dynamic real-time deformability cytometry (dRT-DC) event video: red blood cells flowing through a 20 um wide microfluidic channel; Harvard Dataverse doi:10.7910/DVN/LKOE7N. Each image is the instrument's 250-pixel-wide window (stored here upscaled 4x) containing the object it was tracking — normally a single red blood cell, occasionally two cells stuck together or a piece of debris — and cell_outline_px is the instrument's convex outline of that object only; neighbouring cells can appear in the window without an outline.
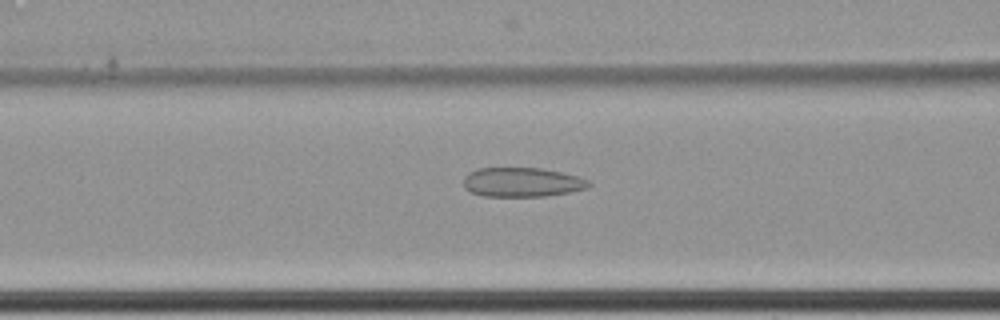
{"species": "common noctule bat (a hibernating species)", "species_latin": "Nyctalus noctula", "temperature_condition": "cold", "stored_images_in_passage": 50, "camera_frame_rate_fps": 3000, "um_per_image_px": 0.085, "animal": {"sex": "female", "body_mass_g": 22.7, "forearm_length_mm": 54.2}, "frame": {"image": 1, "passage_image": 20, "time_ms": 6.333, "image_size_px": [1000, 320], "cell_outline_px": [[592, 184], [588, 188], [568, 192], [544, 196], [484, 196], [472, 192], [464, 188], [464, 176], [468, 172], [476, 168], [540, 168], [580, 176], [588, 180]], "centroid_in_image_um": [44.37, 15.48], "position_along_channel_um": 122.2, "area_um2": 21.44}}
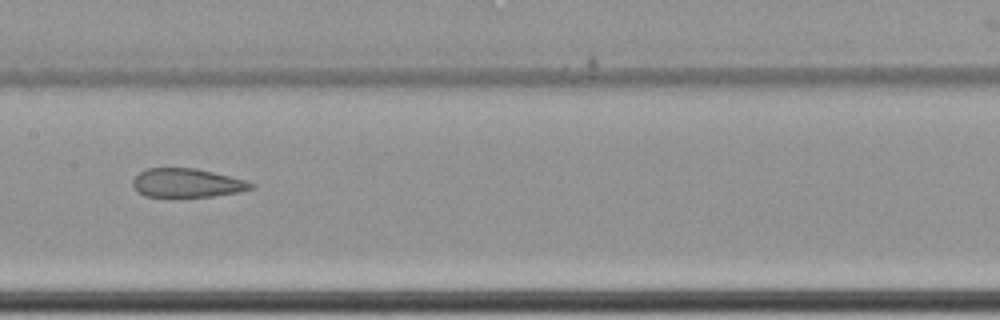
{"frame": {"image": 2, "passage_image": 26, "time_ms": 8.333, "image_size_px": [1000, 320], "cell_outline_px": [[256, 188], [236, 192], [212, 196], [144, 196], [132, 188], [132, 180], [140, 172], [148, 168], [196, 168], [248, 180], [256, 184]], "centroid_in_image_um": [15.92, 15.54], "position_along_channel_um": 191.5, "area_um2": 19.88}}
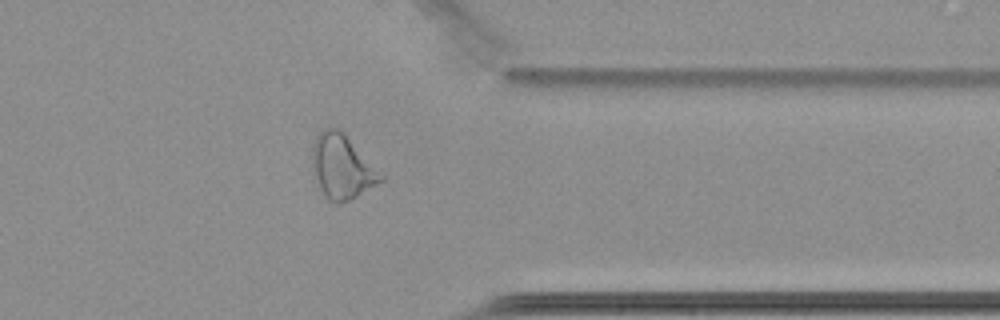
{"frame": {"image": 3, "passage_image": 43, "time_ms": 14.0, "image_size_px": [1000, 320], "cell_outline_px": [[384, 180], [356, 196], [348, 200], [328, 200], [320, 188], [316, 176], [312, 160], [312, 144], [316, 136], [324, 128], [336, 128], [344, 132], [384, 176]], "centroid_in_image_um": [29.07, 14.12], "position_along_channel_um": 382.3, "area_um2": 24.91}}